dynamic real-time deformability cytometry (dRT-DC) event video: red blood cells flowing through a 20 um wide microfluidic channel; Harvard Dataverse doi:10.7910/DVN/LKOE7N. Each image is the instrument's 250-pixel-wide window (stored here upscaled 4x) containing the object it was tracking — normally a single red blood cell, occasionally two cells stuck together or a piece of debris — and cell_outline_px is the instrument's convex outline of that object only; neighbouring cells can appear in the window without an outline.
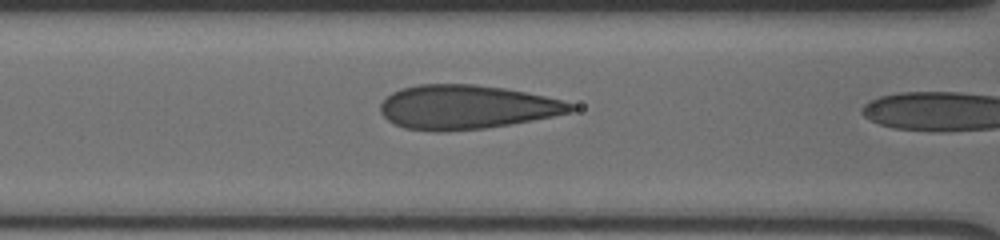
{"species": "human", "species_latin": "Homo sapiens", "temperature_condition": "cold", "stored_images_in_passage": 6, "camera_frame_rate_fps": 3000, "um_per_image_px": 0.085, "donor": {"sex": "male"}, "frame": {"image": 1, "passage_image": 5, "time_ms": 1.333, "image_size_px": [1000, 240], "cell_outline_px": [[576, 108], [572, 112], [532, 120], [484, 128], [444, 132], [436, 132], [404, 128], [388, 120], [380, 112], [380, 104], [392, 92], [400, 88], [420, 84], [472, 84], [504, 88], [544, 96], [560, 100], [572, 104]], "centroid_in_image_um": [39.61, 9.1], "position_along_channel_um": 127.0, "area_um2": 48.61}}